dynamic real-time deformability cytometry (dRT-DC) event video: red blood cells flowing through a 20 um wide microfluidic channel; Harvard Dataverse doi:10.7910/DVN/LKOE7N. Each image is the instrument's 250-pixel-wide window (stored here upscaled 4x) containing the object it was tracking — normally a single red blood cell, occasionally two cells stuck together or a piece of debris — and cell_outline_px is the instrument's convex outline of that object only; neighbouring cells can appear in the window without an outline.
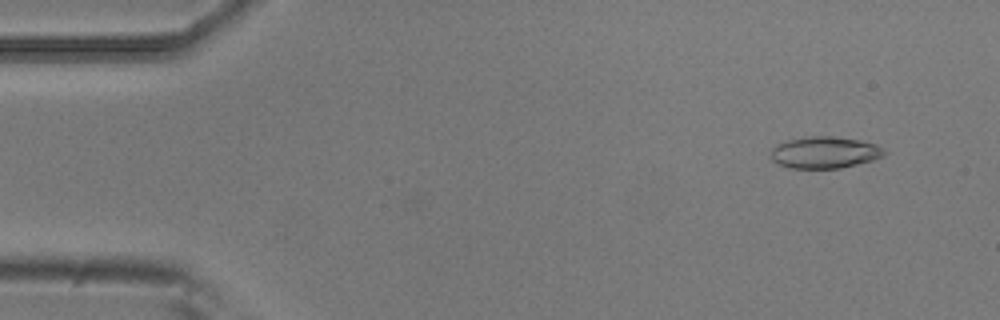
{"species": "common noctule bat (a hibernating species)", "species_latin": "Nyctalus noctula", "temperature_condition": "room temperature", "stored_images_in_passage": 5, "camera_frame_rate_fps": 3000, "um_per_image_px": 0.085, "animal": {"sex": "male", "body_mass_g": 20.5, "forearm_length_mm": 52.5}, "frame": {"image": 1, "passage_image": 1, "time_ms": 0.0, "image_size_px": [1000, 320], "cell_outline_px": [[888, 152], [884, 156], [872, 160], [840, 168], [788, 168], [772, 160], [772, 148], [776, 144], [788, 140], [808, 136], [832, 136], [860, 140], [876, 144]], "centroid_in_image_um": [70.11, 12.95], "position_along_channel_um": 14.9, "area_um2": 20.92}}
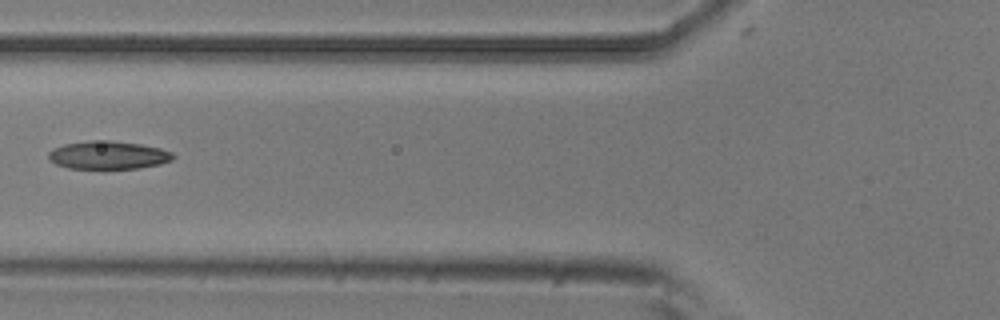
{"frame": {"image": 2, "passage_image": 5, "time_ms": 1.333, "image_size_px": [1000, 320], "cell_outline_px": [[176, 156], [172, 160], [160, 164], [140, 168], [68, 168], [56, 164], [48, 160], [48, 152], [64, 144], [88, 140], [108, 140], [140, 144], [160, 148], [172, 152]], "centroid_in_image_um": [9.2, 13.18], "position_along_channel_um": 116.6, "area_um2": 20.4}}